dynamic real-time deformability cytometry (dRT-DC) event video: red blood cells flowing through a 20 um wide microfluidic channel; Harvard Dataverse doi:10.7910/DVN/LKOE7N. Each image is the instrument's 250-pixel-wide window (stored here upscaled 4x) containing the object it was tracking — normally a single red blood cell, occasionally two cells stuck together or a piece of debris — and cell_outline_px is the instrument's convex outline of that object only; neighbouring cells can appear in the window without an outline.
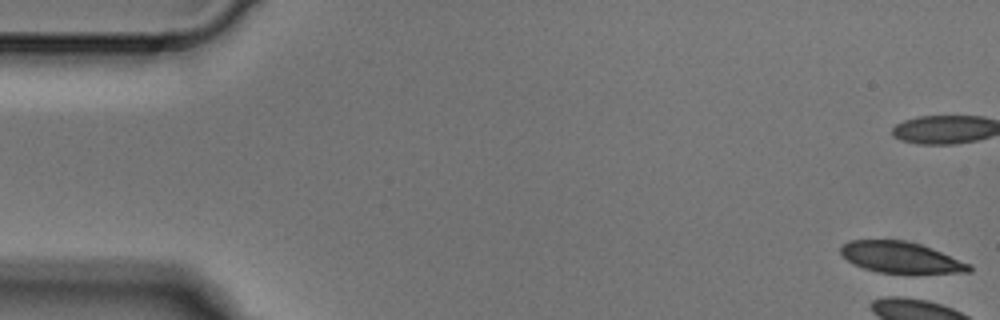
{"species": "Egyptian fruit bat (a non-hibernating species)", "species_latin": "Rousettus aegyptiacus", "temperature_condition": "cold", "stored_images_in_passage": 5, "camera_frame_rate_fps": 3000, "um_per_image_px": 0.085, "animal": {"sex": "male"}, "frame": {"image": 1, "passage_image": 1, "time_ms": 0.0, "image_size_px": [1000, 320], "cell_outline_px": [[972, 272], [876, 272], [852, 264], [840, 252], [840, 248], [848, 240], [904, 240], [920, 244], [932, 248], [972, 264]], "centroid_in_image_um": [76.56, 21.86], "position_along_channel_um": 8.4, "area_um2": 23.0}}